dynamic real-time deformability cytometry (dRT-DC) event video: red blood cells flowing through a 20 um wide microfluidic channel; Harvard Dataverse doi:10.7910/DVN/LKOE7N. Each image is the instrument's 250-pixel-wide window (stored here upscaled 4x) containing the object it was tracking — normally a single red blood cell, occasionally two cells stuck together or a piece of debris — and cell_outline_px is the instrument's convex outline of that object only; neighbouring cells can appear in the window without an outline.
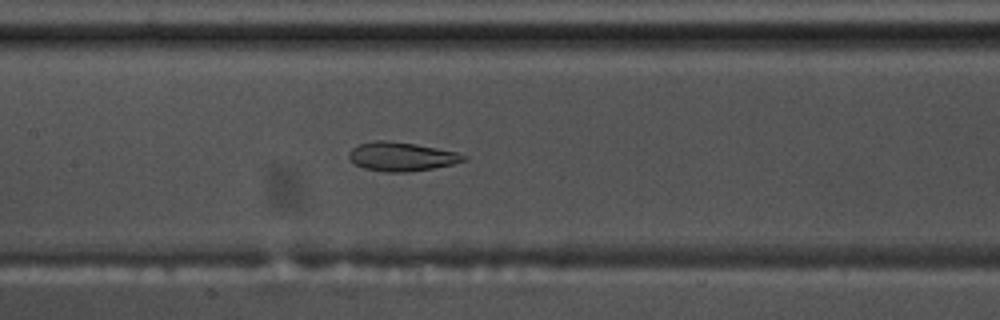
{"species": "common noctule bat (a hibernating species)", "species_latin": "Nyctalus noctula", "temperature_condition": "warm", "stored_images_in_passage": 47, "segment_of_instrument_passage": [1, 2], "camera_frame_rate_fps": 3000, "um_per_image_px": 0.085, "animal": {"sex": "male", "body_mass_g": 17.5, "forearm_length_mm": 52.3}, "frame": {"image": 1, "passage_image": 16, "time_ms": 5.0, "image_size_px": [1000, 320], "cell_outline_px": [[468, 160], [452, 164], [432, 168], [408, 172], [384, 172], [364, 168], [348, 160], [348, 152], [352, 148], [360, 144], [376, 140], [384, 140], [416, 144], [456, 152], [468, 156]], "centroid_in_image_um": [34.11, 13.31], "position_along_channel_um": 173.3, "area_um2": 19.31}}
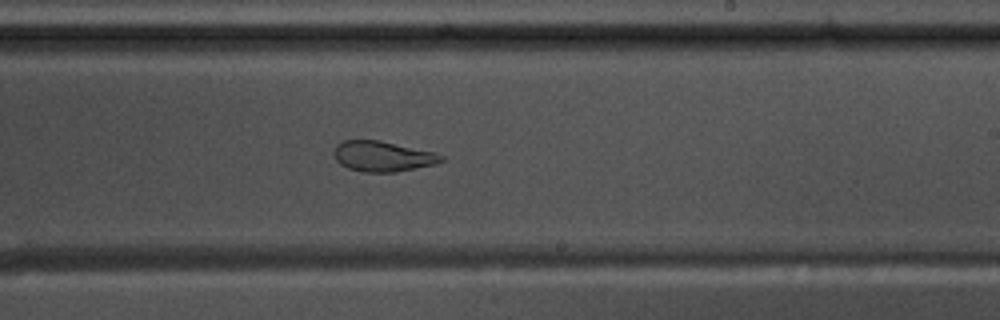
{"frame": {"image": 2, "passage_image": 23, "time_ms": 7.333, "image_size_px": [1000, 320], "cell_outline_px": [[444, 160], [436, 164], [396, 172], [364, 172], [348, 168], [340, 164], [336, 160], [336, 144], [344, 140], [380, 140], [436, 152], [444, 156]], "centroid_in_image_um": [32.58, 13.28], "position_along_channel_um": 256.4, "area_um2": 19.02}}
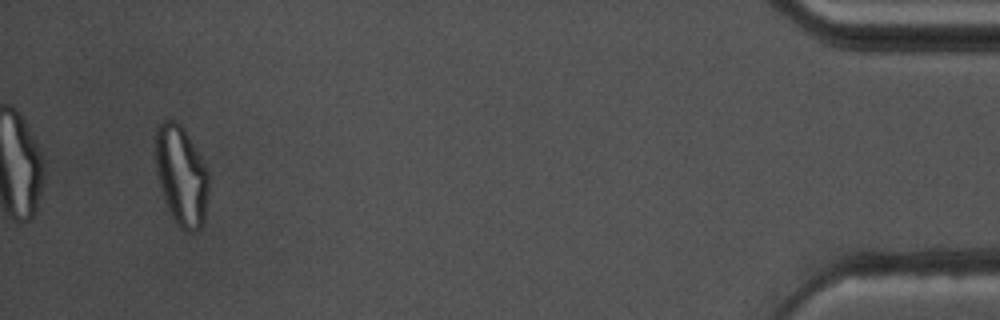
{"frame": {"image": 3, "passage_image": 43, "time_ms": 14.0, "image_size_px": [1000, 320], "cell_outline_px": [[208, 192], [204, 224], [200, 232], [184, 232], [176, 224], [168, 208], [160, 184], [156, 168], [156, 128], [164, 120], [176, 120], [184, 128], [204, 164], [208, 172]], "centroid_in_image_um": [15.43, 14.98], "position_along_channel_um": 419.8, "area_um2": 30.81}}